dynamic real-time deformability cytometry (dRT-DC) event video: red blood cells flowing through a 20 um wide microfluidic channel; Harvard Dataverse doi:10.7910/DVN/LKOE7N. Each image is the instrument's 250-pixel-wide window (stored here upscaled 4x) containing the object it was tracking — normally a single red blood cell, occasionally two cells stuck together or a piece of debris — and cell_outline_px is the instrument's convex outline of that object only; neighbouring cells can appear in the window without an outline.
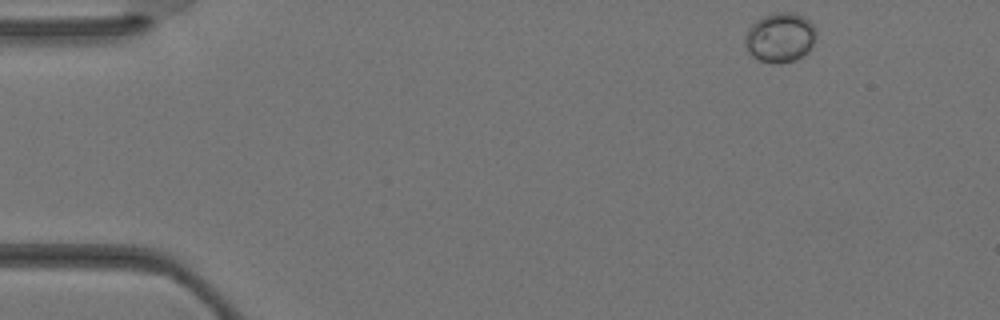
{"species": "Egyptian fruit bat (a non-hibernating species)", "species_latin": "Rousettus aegyptiacus", "temperature_condition": "warm", "stored_images_in_passage": 34, "camera_frame_rate_fps": 3000, "um_per_image_px": 0.085, "animal": {"sex": "female"}, "frame": {"image": 1, "passage_image": 1, "time_ms": 0.0, "image_size_px": [1000, 320], "cell_outline_px": [[816, 36], [808, 52], [796, 60], [780, 64], [772, 64], [760, 60], [752, 56], [748, 52], [744, 44], [744, 36], [748, 28], [756, 20], [764, 16], [776, 12], [792, 12], [808, 20], [816, 28]], "centroid_in_image_um": [66.28, 3.21], "position_along_channel_um": 18.7, "area_um2": 20.75}}
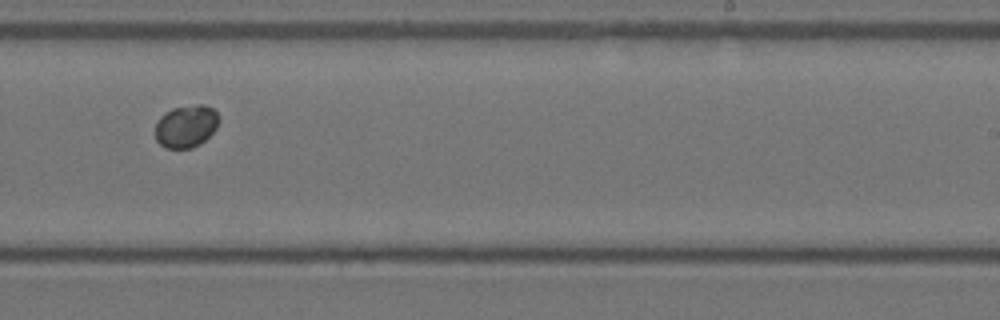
{"frame": {"image": 2, "passage_image": 20, "time_ms": 6.333, "image_size_px": [1000, 320], "cell_outline_px": [[220, 116], [216, 128], [200, 144], [192, 148], [164, 148], [156, 140], [156, 120], [160, 116], [172, 108], [196, 104], [204, 104], [212, 108]], "centroid_in_image_um": [15.81, 10.72], "position_along_channel_um": 273.2, "area_um2": 15.84}}
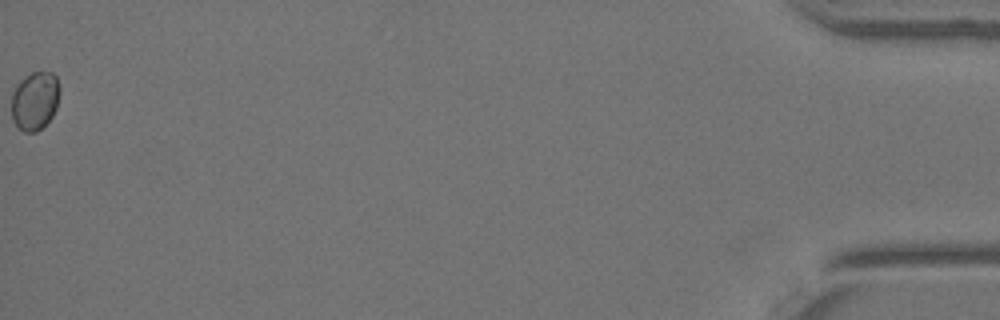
{"frame": {"image": 3, "passage_image": 34, "time_ms": 11.0, "image_size_px": [1000, 320], "cell_outline_px": [[60, 92], [56, 108], [52, 116], [36, 132], [24, 132], [12, 120], [12, 92], [20, 80], [24, 76], [32, 72], [52, 72], [56, 76], [60, 84]], "centroid_in_image_um": [2.97, 8.53], "position_along_channel_um": 432.2, "area_um2": 16.47}}